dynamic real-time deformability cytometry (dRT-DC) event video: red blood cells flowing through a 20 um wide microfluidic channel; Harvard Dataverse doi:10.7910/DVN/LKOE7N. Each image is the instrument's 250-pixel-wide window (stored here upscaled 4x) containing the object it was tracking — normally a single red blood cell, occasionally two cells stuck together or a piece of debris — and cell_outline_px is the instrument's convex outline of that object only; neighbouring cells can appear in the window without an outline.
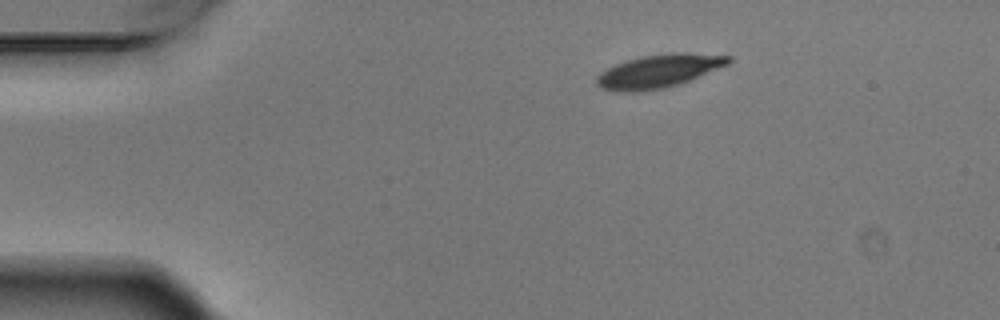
{"species": "Egyptian fruit bat (a non-hibernating species)", "species_latin": "Rousettus aegyptiacus", "temperature_condition": "warm", "stored_images_in_passage": 5, "camera_frame_rate_fps": 3000, "um_per_image_px": 0.085, "animal": {"sex": "male"}, "frame": {"image": 1, "passage_image": 5, "time_ms": 1.333, "image_size_px": [1000, 320], "cell_outline_px": [[732, 60], [728, 64], [680, 84], [664, 88], [632, 92], [620, 92], [600, 88], [596, 84], [596, 76], [600, 72], [616, 64], [628, 60], [644, 56], [668, 52], [684, 52], [732, 56]], "centroid_in_image_um": [55.99, 6.04], "position_along_channel_um": 29.0, "area_um2": 25.49}}